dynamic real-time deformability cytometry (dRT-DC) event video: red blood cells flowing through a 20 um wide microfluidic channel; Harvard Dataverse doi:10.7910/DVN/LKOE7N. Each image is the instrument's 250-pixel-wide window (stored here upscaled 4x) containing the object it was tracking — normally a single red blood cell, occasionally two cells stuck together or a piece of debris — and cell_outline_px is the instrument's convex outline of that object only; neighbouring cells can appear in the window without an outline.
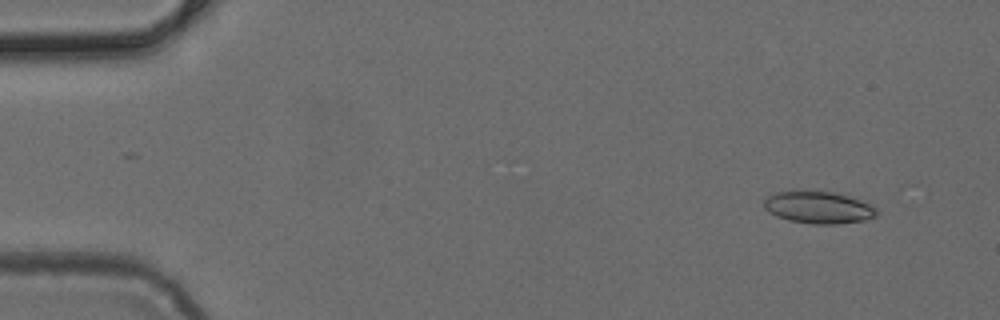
{"species": "common noctule bat (a hibernating species)", "species_latin": "Nyctalus noctula", "temperature_condition": "cold", "stored_images_in_passage": 3, "camera_frame_rate_fps": 3000, "um_per_image_px": 0.085, "animal": {"sex": "female", "body_mass_g": 24.6, "forearm_length_mm": 56.2}, "frame": {"image": 1, "passage_image": 1, "time_ms": 0.0, "image_size_px": [1000, 320], "cell_outline_px": [[876, 216], [864, 220], [836, 224], [812, 224], [788, 220], [776, 216], [768, 212], [764, 208], [764, 200], [768, 196], [776, 192], [804, 188], [832, 192], [848, 196], [860, 200], [876, 208]], "centroid_in_image_um": [69.5, 17.6], "position_along_channel_um": 15.5, "area_um2": 21.5}}
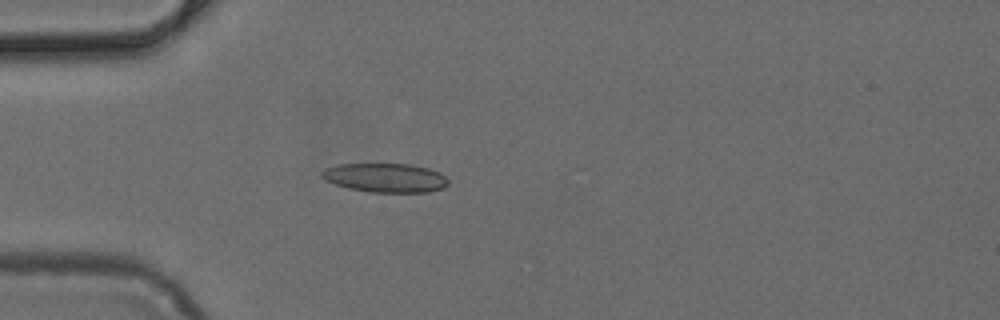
{"frame": {"image": 2, "passage_image": 3, "time_ms": 0.667, "image_size_px": [1000, 320], "cell_outline_px": [[448, 184], [444, 188], [428, 192], [368, 192], [348, 188], [324, 180], [320, 176], [320, 172], [324, 168], [336, 164], [412, 164], [428, 168], [440, 172], [448, 180]], "centroid_in_image_um": [32.73, 15.1], "position_along_channel_um": 52.3, "area_um2": 21.62}}